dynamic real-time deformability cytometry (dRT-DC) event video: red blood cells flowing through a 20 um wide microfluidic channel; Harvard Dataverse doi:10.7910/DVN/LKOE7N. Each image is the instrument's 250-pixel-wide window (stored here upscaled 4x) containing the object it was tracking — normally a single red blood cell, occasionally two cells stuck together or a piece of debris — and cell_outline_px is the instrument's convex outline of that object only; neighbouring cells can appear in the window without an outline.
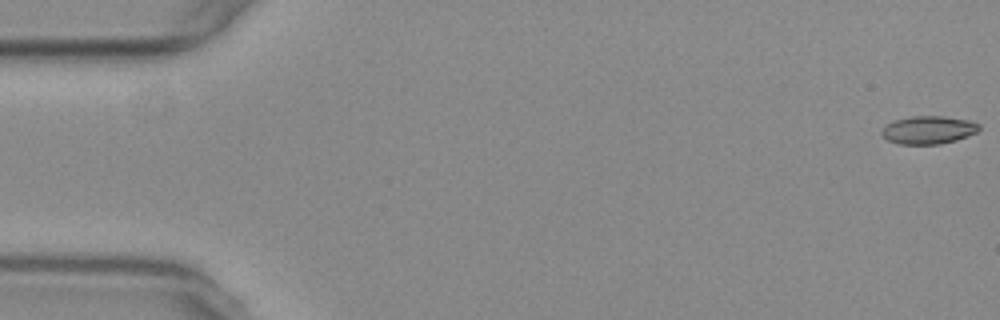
{"species": "common noctule bat (a hibernating species)", "species_latin": "Nyctalus noctula", "temperature_condition": "warm", "stored_images_in_passage": 55, "camera_frame_rate_fps": 3000, "um_per_image_px": 0.085, "animal": {"sex": "female", "body_mass_g": 29.2, "forearm_length_mm": 56.3}, "frame": {"image": 1, "passage_image": 1, "time_ms": 0.0, "image_size_px": [1000, 320], "cell_outline_px": [[980, 128], [976, 132], [968, 136], [956, 140], [940, 144], [900, 144], [888, 140], [880, 132], [888, 124], [896, 120], [912, 116], [944, 116], [968, 120], [980, 124]], "centroid_in_image_um": [78.95, 11.04], "position_along_channel_um": 6.1, "area_um2": 15.72}}
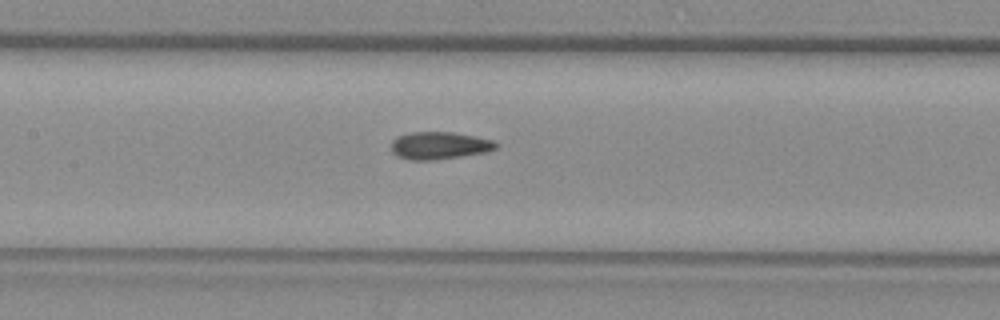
{"frame": {"image": 2, "passage_image": 26, "time_ms": 8.333, "image_size_px": [1000, 320], "cell_outline_px": [[500, 144], [496, 148], [484, 152], [436, 160], [408, 160], [396, 156], [392, 152], [392, 140], [396, 136], [412, 132], [452, 132], [476, 136], [492, 140]], "centroid_in_image_um": [37.32, 12.37], "position_along_channel_um": 170.1, "area_um2": 16.82}}
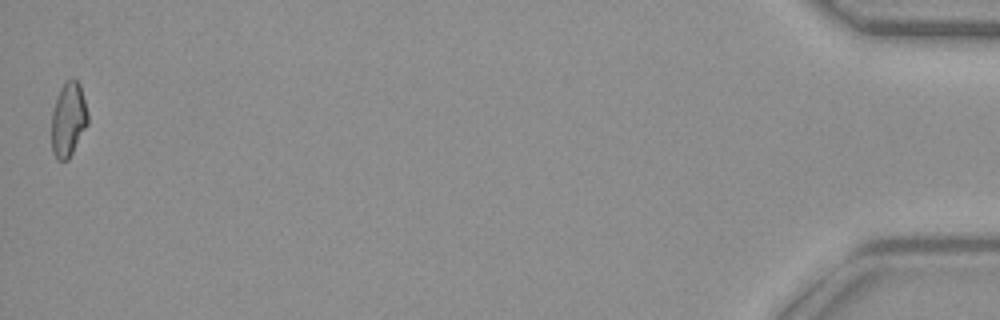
{"frame": {"image": 3, "passage_image": 55, "time_ms": 18.0, "image_size_px": [1000, 320], "cell_outline_px": [[88, 124], [68, 160], [56, 160], [52, 152], [52, 112], [56, 96], [64, 80], [72, 76], [80, 84], [88, 112]], "centroid_in_image_um": [5.81, 10.11], "position_along_channel_um": 429.4, "area_um2": 16.01}, "authors_computed_cell_mechanics": {"area_um2": 16.184, "velocity_mm_per_s": 3.7726, "shape_relaxation_time_tau1_ms": null, "shape_relaxation_time_tau2_ms": 3.1461, "deformation_change_tau1": null, "deformation_change_tau2": 0.0949}}